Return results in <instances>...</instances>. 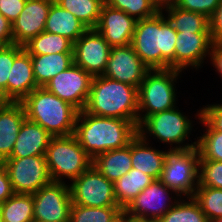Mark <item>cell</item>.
Listing matches in <instances>:
<instances>
[{"label":"cell","mask_w":222,"mask_h":222,"mask_svg":"<svg viewBox=\"0 0 222 222\" xmlns=\"http://www.w3.org/2000/svg\"><path fill=\"white\" fill-rule=\"evenodd\" d=\"M153 180L154 178L150 175H146L141 170L132 168L114 183V194L118 206L121 209H125Z\"/></svg>","instance_id":"4316f807"},{"label":"cell","mask_w":222,"mask_h":222,"mask_svg":"<svg viewBox=\"0 0 222 222\" xmlns=\"http://www.w3.org/2000/svg\"><path fill=\"white\" fill-rule=\"evenodd\" d=\"M161 11L178 32H210L209 18L201 13L179 9L170 0L165 1Z\"/></svg>","instance_id":"484cf974"},{"label":"cell","mask_w":222,"mask_h":222,"mask_svg":"<svg viewBox=\"0 0 222 222\" xmlns=\"http://www.w3.org/2000/svg\"><path fill=\"white\" fill-rule=\"evenodd\" d=\"M37 87L31 56L23 49L14 58L8 77V102H22Z\"/></svg>","instance_id":"d6986e66"},{"label":"cell","mask_w":222,"mask_h":222,"mask_svg":"<svg viewBox=\"0 0 222 222\" xmlns=\"http://www.w3.org/2000/svg\"><path fill=\"white\" fill-rule=\"evenodd\" d=\"M137 127L126 119L100 117L79 111L73 135L93 160L101 153L127 146L138 134Z\"/></svg>","instance_id":"6da1fadb"},{"label":"cell","mask_w":222,"mask_h":222,"mask_svg":"<svg viewBox=\"0 0 222 222\" xmlns=\"http://www.w3.org/2000/svg\"><path fill=\"white\" fill-rule=\"evenodd\" d=\"M197 147L168 150L159 180L179 197H193L199 185Z\"/></svg>","instance_id":"ba28073f"},{"label":"cell","mask_w":222,"mask_h":222,"mask_svg":"<svg viewBox=\"0 0 222 222\" xmlns=\"http://www.w3.org/2000/svg\"><path fill=\"white\" fill-rule=\"evenodd\" d=\"M0 222H3L1 209H0Z\"/></svg>","instance_id":"f907efd6"},{"label":"cell","mask_w":222,"mask_h":222,"mask_svg":"<svg viewBox=\"0 0 222 222\" xmlns=\"http://www.w3.org/2000/svg\"><path fill=\"white\" fill-rule=\"evenodd\" d=\"M157 222H209L194 197H182Z\"/></svg>","instance_id":"1f68e13d"},{"label":"cell","mask_w":222,"mask_h":222,"mask_svg":"<svg viewBox=\"0 0 222 222\" xmlns=\"http://www.w3.org/2000/svg\"><path fill=\"white\" fill-rule=\"evenodd\" d=\"M52 136L39 124L24 120L9 158L45 155Z\"/></svg>","instance_id":"7402d4cb"},{"label":"cell","mask_w":222,"mask_h":222,"mask_svg":"<svg viewBox=\"0 0 222 222\" xmlns=\"http://www.w3.org/2000/svg\"><path fill=\"white\" fill-rule=\"evenodd\" d=\"M14 194L6 165L4 161H0V205Z\"/></svg>","instance_id":"b9f144b4"},{"label":"cell","mask_w":222,"mask_h":222,"mask_svg":"<svg viewBox=\"0 0 222 222\" xmlns=\"http://www.w3.org/2000/svg\"><path fill=\"white\" fill-rule=\"evenodd\" d=\"M210 64L212 63V67L215 68L216 73H218L219 77L222 78V42L214 43L211 46V51L209 54Z\"/></svg>","instance_id":"7bdbcfd3"},{"label":"cell","mask_w":222,"mask_h":222,"mask_svg":"<svg viewBox=\"0 0 222 222\" xmlns=\"http://www.w3.org/2000/svg\"><path fill=\"white\" fill-rule=\"evenodd\" d=\"M201 117L214 129L222 131V104L212 103L201 107Z\"/></svg>","instance_id":"f35d334b"},{"label":"cell","mask_w":222,"mask_h":222,"mask_svg":"<svg viewBox=\"0 0 222 222\" xmlns=\"http://www.w3.org/2000/svg\"><path fill=\"white\" fill-rule=\"evenodd\" d=\"M0 209L3 222H34L32 194L15 193Z\"/></svg>","instance_id":"4dcf8cb0"},{"label":"cell","mask_w":222,"mask_h":222,"mask_svg":"<svg viewBox=\"0 0 222 222\" xmlns=\"http://www.w3.org/2000/svg\"><path fill=\"white\" fill-rule=\"evenodd\" d=\"M87 29L70 11L55 2L51 4L44 31L61 35L74 43Z\"/></svg>","instance_id":"cb8c5ba5"},{"label":"cell","mask_w":222,"mask_h":222,"mask_svg":"<svg viewBox=\"0 0 222 222\" xmlns=\"http://www.w3.org/2000/svg\"><path fill=\"white\" fill-rule=\"evenodd\" d=\"M129 222H150V221H141V220H132V219H130Z\"/></svg>","instance_id":"681fc988"},{"label":"cell","mask_w":222,"mask_h":222,"mask_svg":"<svg viewBox=\"0 0 222 222\" xmlns=\"http://www.w3.org/2000/svg\"><path fill=\"white\" fill-rule=\"evenodd\" d=\"M54 2L70 11L88 29H95L105 0H55Z\"/></svg>","instance_id":"f546056e"},{"label":"cell","mask_w":222,"mask_h":222,"mask_svg":"<svg viewBox=\"0 0 222 222\" xmlns=\"http://www.w3.org/2000/svg\"><path fill=\"white\" fill-rule=\"evenodd\" d=\"M7 103V101L0 95V110Z\"/></svg>","instance_id":"7dc6e473"},{"label":"cell","mask_w":222,"mask_h":222,"mask_svg":"<svg viewBox=\"0 0 222 222\" xmlns=\"http://www.w3.org/2000/svg\"><path fill=\"white\" fill-rule=\"evenodd\" d=\"M149 70L130 44L111 47L103 76L139 88Z\"/></svg>","instance_id":"2e32d148"},{"label":"cell","mask_w":222,"mask_h":222,"mask_svg":"<svg viewBox=\"0 0 222 222\" xmlns=\"http://www.w3.org/2000/svg\"><path fill=\"white\" fill-rule=\"evenodd\" d=\"M210 222H222V217H221V218L214 219V220H212V221H210Z\"/></svg>","instance_id":"c3c4849f"},{"label":"cell","mask_w":222,"mask_h":222,"mask_svg":"<svg viewBox=\"0 0 222 222\" xmlns=\"http://www.w3.org/2000/svg\"><path fill=\"white\" fill-rule=\"evenodd\" d=\"M30 56L34 78L38 87H45L53 77L73 65V53Z\"/></svg>","instance_id":"d4e9b609"},{"label":"cell","mask_w":222,"mask_h":222,"mask_svg":"<svg viewBox=\"0 0 222 222\" xmlns=\"http://www.w3.org/2000/svg\"><path fill=\"white\" fill-rule=\"evenodd\" d=\"M159 11L165 4V0H149Z\"/></svg>","instance_id":"bcb514c9"},{"label":"cell","mask_w":222,"mask_h":222,"mask_svg":"<svg viewBox=\"0 0 222 222\" xmlns=\"http://www.w3.org/2000/svg\"><path fill=\"white\" fill-rule=\"evenodd\" d=\"M21 103L26 118L39 124L52 137L74 134L79 111L45 87H37Z\"/></svg>","instance_id":"277c9868"},{"label":"cell","mask_w":222,"mask_h":222,"mask_svg":"<svg viewBox=\"0 0 222 222\" xmlns=\"http://www.w3.org/2000/svg\"><path fill=\"white\" fill-rule=\"evenodd\" d=\"M111 46L96 29H87L73 43V64L87 73L103 75L108 62Z\"/></svg>","instance_id":"4fadbf2b"},{"label":"cell","mask_w":222,"mask_h":222,"mask_svg":"<svg viewBox=\"0 0 222 222\" xmlns=\"http://www.w3.org/2000/svg\"><path fill=\"white\" fill-rule=\"evenodd\" d=\"M193 197L209 222L222 217V189L198 186Z\"/></svg>","instance_id":"d6a6232c"},{"label":"cell","mask_w":222,"mask_h":222,"mask_svg":"<svg viewBox=\"0 0 222 222\" xmlns=\"http://www.w3.org/2000/svg\"><path fill=\"white\" fill-rule=\"evenodd\" d=\"M177 31L158 11L153 17L137 20L131 45L141 61L150 69H174Z\"/></svg>","instance_id":"7a4b0ae2"},{"label":"cell","mask_w":222,"mask_h":222,"mask_svg":"<svg viewBox=\"0 0 222 222\" xmlns=\"http://www.w3.org/2000/svg\"><path fill=\"white\" fill-rule=\"evenodd\" d=\"M181 74L182 71L171 68L147 72L138 88V125L148 116L178 105L176 84Z\"/></svg>","instance_id":"8992f818"},{"label":"cell","mask_w":222,"mask_h":222,"mask_svg":"<svg viewBox=\"0 0 222 222\" xmlns=\"http://www.w3.org/2000/svg\"><path fill=\"white\" fill-rule=\"evenodd\" d=\"M92 165L108 180L115 183L132 169L131 142L123 148L99 154L92 160Z\"/></svg>","instance_id":"603a6c76"},{"label":"cell","mask_w":222,"mask_h":222,"mask_svg":"<svg viewBox=\"0 0 222 222\" xmlns=\"http://www.w3.org/2000/svg\"><path fill=\"white\" fill-rule=\"evenodd\" d=\"M152 144L153 142L150 143L137 134L131 140V163L132 168L141 170L154 179H159L168 149L166 147L164 151V149L155 148Z\"/></svg>","instance_id":"44dd1931"},{"label":"cell","mask_w":222,"mask_h":222,"mask_svg":"<svg viewBox=\"0 0 222 222\" xmlns=\"http://www.w3.org/2000/svg\"><path fill=\"white\" fill-rule=\"evenodd\" d=\"M25 119L26 112L21 102H7L0 110V161L11 156Z\"/></svg>","instance_id":"ffe728a7"},{"label":"cell","mask_w":222,"mask_h":222,"mask_svg":"<svg viewBox=\"0 0 222 222\" xmlns=\"http://www.w3.org/2000/svg\"><path fill=\"white\" fill-rule=\"evenodd\" d=\"M32 195L34 222H69L72 200L68 183L51 181Z\"/></svg>","instance_id":"8fae6325"},{"label":"cell","mask_w":222,"mask_h":222,"mask_svg":"<svg viewBox=\"0 0 222 222\" xmlns=\"http://www.w3.org/2000/svg\"><path fill=\"white\" fill-rule=\"evenodd\" d=\"M72 204L86 207H119L114 183L93 165L69 183Z\"/></svg>","instance_id":"9c48e42d"},{"label":"cell","mask_w":222,"mask_h":222,"mask_svg":"<svg viewBox=\"0 0 222 222\" xmlns=\"http://www.w3.org/2000/svg\"><path fill=\"white\" fill-rule=\"evenodd\" d=\"M176 7L186 11L201 13L210 18L220 0H170Z\"/></svg>","instance_id":"74e56055"},{"label":"cell","mask_w":222,"mask_h":222,"mask_svg":"<svg viewBox=\"0 0 222 222\" xmlns=\"http://www.w3.org/2000/svg\"><path fill=\"white\" fill-rule=\"evenodd\" d=\"M209 31L214 43L222 42V0L209 18Z\"/></svg>","instance_id":"60d3db41"},{"label":"cell","mask_w":222,"mask_h":222,"mask_svg":"<svg viewBox=\"0 0 222 222\" xmlns=\"http://www.w3.org/2000/svg\"><path fill=\"white\" fill-rule=\"evenodd\" d=\"M83 111L100 117L126 119L138 126V88L103 75L95 76Z\"/></svg>","instance_id":"3957f363"},{"label":"cell","mask_w":222,"mask_h":222,"mask_svg":"<svg viewBox=\"0 0 222 222\" xmlns=\"http://www.w3.org/2000/svg\"><path fill=\"white\" fill-rule=\"evenodd\" d=\"M180 198L159 179H154L124 210L132 220L157 222Z\"/></svg>","instance_id":"30bf717a"},{"label":"cell","mask_w":222,"mask_h":222,"mask_svg":"<svg viewBox=\"0 0 222 222\" xmlns=\"http://www.w3.org/2000/svg\"><path fill=\"white\" fill-rule=\"evenodd\" d=\"M105 3L136 20L153 17L159 11L149 0H105Z\"/></svg>","instance_id":"e575fe53"},{"label":"cell","mask_w":222,"mask_h":222,"mask_svg":"<svg viewBox=\"0 0 222 222\" xmlns=\"http://www.w3.org/2000/svg\"><path fill=\"white\" fill-rule=\"evenodd\" d=\"M130 217L127 215L126 211L122 209L114 218H112L109 222H129Z\"/></svg>","instance_id":"f6af8a7d"},{"label":"cell","mask_w":222,"mask_h":222,"mask_svg":"<svg viewBox=\"0 0 222 222\" xmlns=\"http://www.w3.org/2000/svg\"><path fill=\"white\" fill-rule=\"evenodd\" d=\"M195 120H190L189 115L179 110L178 106L154 113L145 118L137 127L138 134L146 141L157 139V142L168 145V150H184L194 148L197 139L191 141V132L194 130ZM196 139V140H195ZM191 141V143H189Z\"/></svg>","instance_id":"5b68a950"},{"label":"cell","mask_w":222,"mask_h":222,"mask_svg":"<svg viewBox=\"0 0 222 222\" xmlns=\"http://www.w3.org/2000/svg\"><path fill=\"white\" fill-rule=\"evenodd\" d=\"M23 48L30 55L72 53L73 43L66 37L44 31L38 36L30 39L23 45Z\"/></svg>","instance_id":"f1b7e54d"},{"label":"cell","mask_w":222,"mask_h":222,"mask_svg":"<svg viewBox=\"0 0 222 222\" xmlns=\"http://www.w3.org/2000/svg\"><path fill=\"white\" fill-rule=\"evenodd\" d=\"M121 210L120 207H86L72 204L69 222H109Z\"/></svg>","instance_id":"836d02e7"},{"label":"cell","mask_w":222,"mask_h":222,"mask_svg":"<svg viewBox=\"0 0 222 222\" xmlns=\"http://www.w3.org/2000/svg\"><path fill=\"white\" fill-rule=\"evenodd\" d=\"M13 44L12 23L0 13V46Z\"/></svg>","instance_id":"ee69618b"},{"label":"cell","mask_w":222,"mask_h":222,"mask_svg":"<svg viewBox=\"0 0 222 222\" xmlns=\"http://www.w3.org/2000/svg\"><path fill=\"white\" fill-rule=\"evenodd\" d=\"M27 0H0V13L13 23L23 10Z\"/></svg>","instance_id":"ab89813d"},{"label":"cell","mask_w":222,"mask_h":222,"mask_svg":"<svg viewBox=\"0 0 222 222\" xmlns=\"http://www.w3.org/2000/svg\"><path fill=\"white\" fill-rule=\"evenodd\" d=\"M23 46L9 44L0 46V95L8 102V77L14 58L23 50Z\"/></svg>","instance_id":"d590c367"},{"label":"cell","mask_w":222,"mask_h":222,"mask_svg":"<svg viewBox=\"0 0 222 222\" xmlns=\"http://www.w3.org/2000/svg\"><path fill=\"white\" fill-rule=\"evenodd\" d=\"M45 156L50 178L56 182L69 184L92 165L74 135L52 137Z\"/></svg>","instance_id":"52a82bcc"},{"label":"cell","mask_w":222,"mask_h":222,"mask_svg":"<svg viewBox=\"0 0 222 222\" xmlns=\"http://www.w3.org/2000/svg\"><path fill=\"white\" fill-rule=\"evenodd\" d=\"M213 41L210 32H178L174 50V69L201 70L211 51ZM203 64V65H202ZM190 68V69H189ZM200 68V69H199ZM198 69V70H197Z\"/></svg>","instance_id":"9a60e30c"},{"label":"cell","mask_w":222,"mask_h":222,"mask_svg":"<svg viewBox=\"0 0 222 222\" xmlns=\"http://www.w3.org/2000/svg\"><path fill=\"white\" fill-rule=\"evenodd\" d=\"M54 0H27L18 18L12 23L13 43L23 46L44 32L49 9Z\"/></svg>","instance_id":"e0dca14e"},{"label":"cell","mask_w":222,"mask_h":222,"mask_svg":"<svg viewBox=\"0 0 222 222\" xmlns=\"http://www.w3.org/2000/svg\"><path fill=\"white\" fill-rule=\"evenodd\" d=\"M93 76L73 64L53 77L45 88L60 99L83 111L91 89Z\"/></svg>","instance_id":"5bb4252c"},{"label":"cell","mask_w":222,"mask_h":222,"mask_svg":"<svg viewBox=\"0 0 222 222\" xmlns=\"http://www.w3.org/2000/svg\"><path fill=\"white\" fill-rule=\"evenodd\" d=\"M137 20L127 13L103 4L96 30L111 47L130 45Z\"/></svg>","instance_id":"ac0fdd59"},{"label":"cell","mask_w":222,"mask_h":222,"mask_svg":"<svg viewBox=\"0 0 222 222\" xmlns=\"http://www.w3.org/2000/svg\"><path fill=\"white\" fill-rule=\"evenodd\" d=\"M222 189V162L199 160V185Z\"/></svg>","instance_id":"8d00e7d4"},{"label":"cell","mask_w":222,"mask_h":222,"mask_svg":"<svg viewBox=\"0 0 222 222\" xmlns=\"http://www.w3.org/2000/svg\"><path fill=\"white\" fill-rule=\"evenodd\" d=\"M4 163L14 193L33 194L52 181L45 155L7 158Z\"/></svg>","instance_id":"7c38bea8"},{"label":"cell","mask_w":222,"mask_h":222,"mask_svg":"<svg viewBox=\"0 0 222 222\" xmlns=\"http://www.w3.org/2000/svg\"><path fill=\"white\" fill-rule=\"evenodd\" d=\"M196 123L204 127L201 136L197 138V149L200 160H213L222 162V131L214 130L202 117L201 108L195 114ZM200 120V121H199Z\"/></svg>","instance_id":"83f0119b"}]
</instances>
